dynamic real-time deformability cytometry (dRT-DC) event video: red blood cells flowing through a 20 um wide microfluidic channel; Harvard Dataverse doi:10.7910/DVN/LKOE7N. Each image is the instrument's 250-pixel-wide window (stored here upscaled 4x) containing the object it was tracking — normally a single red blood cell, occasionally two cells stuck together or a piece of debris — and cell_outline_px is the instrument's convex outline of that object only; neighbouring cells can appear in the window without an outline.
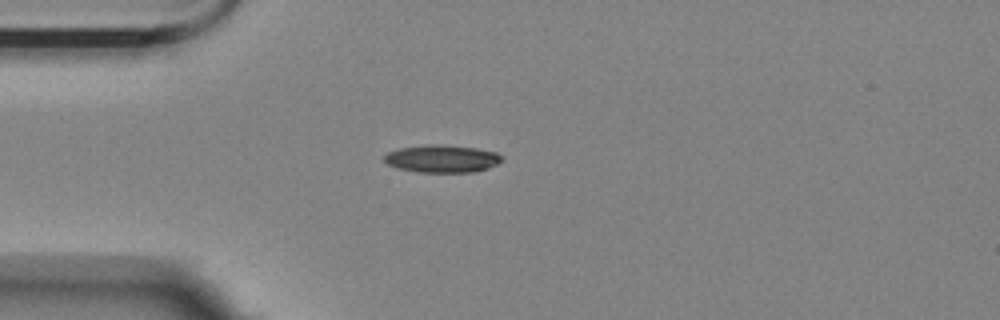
{"species": "Egyptian fruit bat (a non-hibernating species)", "species_latin": "Rousettus aegyptiacus", "temperature_condition": "room temperature", "stored_images_in_passage": 25, "camera_frame_rate_fps": 3000, "um_per_image_px": 0.085, "animal": {"sex": "female"}, "frame": {"image": 1, "passage_image": 1, "time_ms": 0.0, "image_size_px": [1000, 320], "cell_outline_px": [[504, 160], [488, 168], [472, 172], [420, 172], [400, 168], [388, 164], [384, 160], [384, 156], [388, 152], [400, 148], [476, 148], [496, 152]], "centroid_in_image_um": [37.62, 13.55], "position_along_channel_um": 47.4, "area_um2": 17.46}}
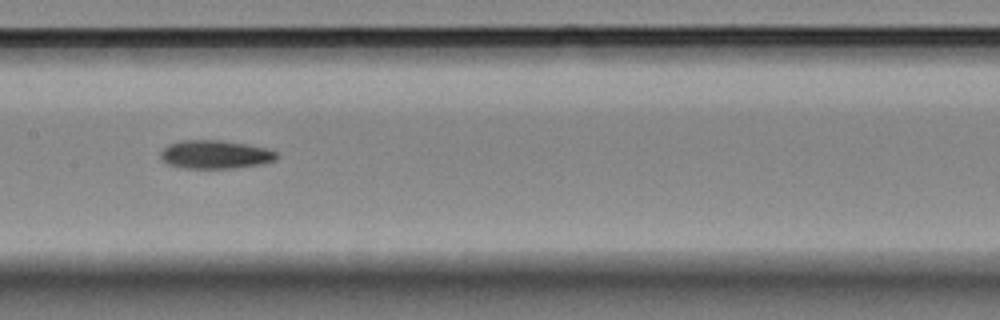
{"frame": {"image": 2, "passage_image": 14, "time_ms": 4.333, "image_size_px": [1000, 320], "cell_outline_px": [[280, 156], [276, 160], [260, 164], [232, 168], [180, 168], [168, 164], [160, 156], [160, 152], [168, 144], [180, 140], [224, 140], [268, 148], [276, 152]], "centroid_in_image_um": [18.3, 13.12], "position_along_channel_um": 189.1, "area_um2": 19.36}}
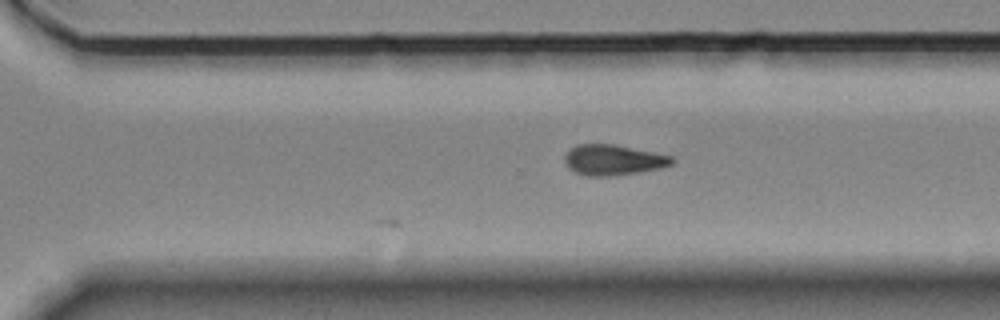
{"frame": {"image": 3, "passage_image": 25, "time_ms": 8.0, "image_size_px": [1000, 320], "cell_outline_px": [[672, 164], [660, 168], [612, 176], [588, 176], [576, 172], [568, 168], [564, 160], [564, 156], [568, 148], [576, 144], [612, 144], [672, 156]], "centroid_in_image_um": [52.04, 13.59], "position_along_channel_um": 318.6, "area_um2": 18.9}}